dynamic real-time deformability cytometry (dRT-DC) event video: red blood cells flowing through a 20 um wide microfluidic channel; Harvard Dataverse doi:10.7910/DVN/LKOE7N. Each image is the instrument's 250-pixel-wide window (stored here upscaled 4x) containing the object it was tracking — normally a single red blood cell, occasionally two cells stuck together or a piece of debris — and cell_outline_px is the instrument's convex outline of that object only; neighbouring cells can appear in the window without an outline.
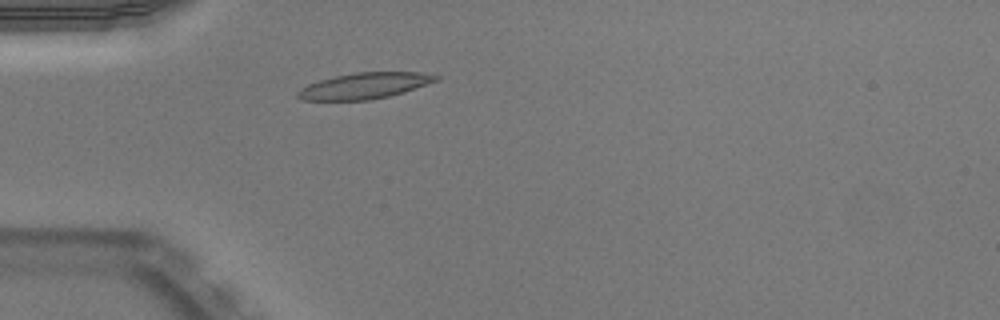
{"species": "Egyptian fruit bat (a non-hibernating species)", "species_latin": "Rousettus aegyptiacus", "temperature_condition": "warm", "stored_images_in_passage": 45, "camera_frame_rate_fps": 3000, "um_per_image_px": 0.085, "animal": {"sex": "male"}, "frame": {"image": 1, "passage_image": 9, "time_ms": 2.667, "image_size_px": [1000, 320], "cell_outline_px": [[440, 80], [404, 92], [388, 96], [368, 100], [304, 100], [296, 96], [296, 92], [300, 88], [308, 84], [320, 80], [336, 76], [356, 72], [416, 72], [440, 76]], "centroid_in_image_um": [30.98, 7.29], "position_along_channel_um": 54.0, "area_um2": 20.87}}
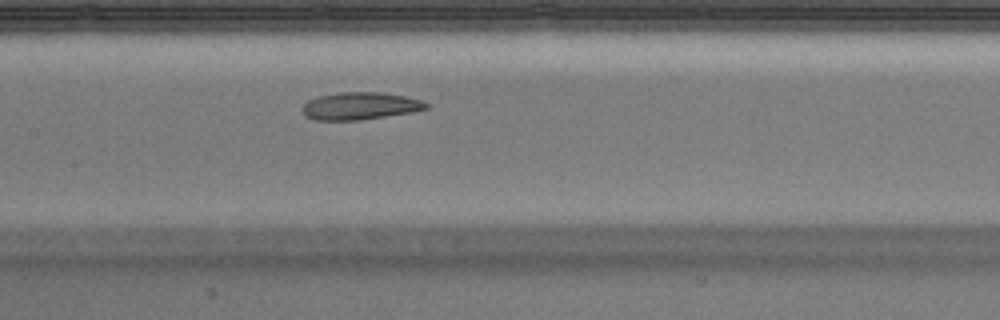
{"frame": {"image": 2, "passage_image": 19, "time_ms": 6.0, "image_size_px": [1000, 320], "cell_outline_px": [[428, 108], [412, 112], [360, 120], [316, 120], [304, 116], [300, 108], [308, 100], [320, 96], [340, 92], [384, 92], [404, 96], [420, 100], [428, 104]], "centroid_in_image_um": [30.57, 9.01], "position_along_channel_um": 176.8, "area_um2": 19.77}}
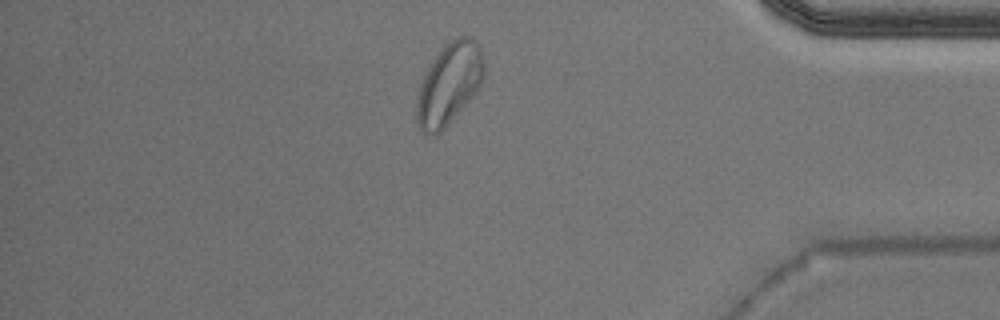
{"frame": {"image": 3, "passage_image": 38, "time_ms": 12.333, "image_size_px": [1000, 320], "cell_outline_px": [[484, 72], [480, 84], [468, 100], [444, 128], [436, 136], [424, 132], [420, 128], [416, 120], [416, 104], [420, 88], [424, 76], [428, 68], [444, 44], [448, 40], [456, 36], [468, 36], [476, 40], [480, 44], [484, 60]], "centroid_in_image_um": [38.18, 7.07], "position_along_channel_um": 397.0, "area_um2": 31.44}, "authors_computed_cell_mechanics": {"area_um2": 20.8658, "velocity_mm_per_s": 3.9286, "shape_relaxation_time_tau1_ms": 8.7183, "shape_relaxation_time_tau2_ms": 3.2442, "deformation_change_tau1": 0.2299, "deformation_change_tau2": 0.0921}}